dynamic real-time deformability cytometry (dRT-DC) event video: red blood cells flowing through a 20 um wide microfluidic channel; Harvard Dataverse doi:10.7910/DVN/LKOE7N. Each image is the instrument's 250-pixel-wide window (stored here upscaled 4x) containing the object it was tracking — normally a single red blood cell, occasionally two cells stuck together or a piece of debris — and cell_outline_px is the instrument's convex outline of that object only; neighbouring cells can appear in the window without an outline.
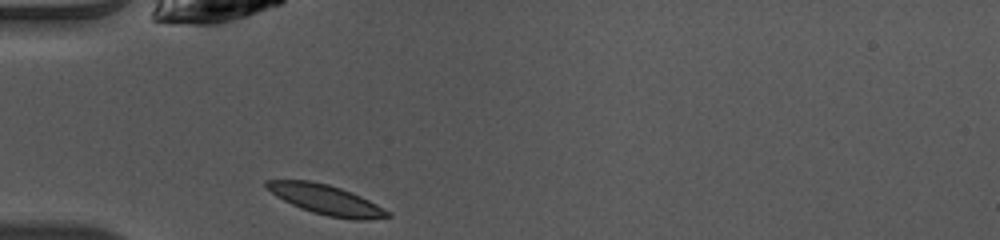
{"species": "common noctule bat (a hibernating species)", "species_latin": "Nyctalus noctula", "temperature_condition": "warm", "stored_images_in_passage": 35, "camera_frame_rate_fps": 3000, "um_per_image_px": 0.085, "animal": {"sex": "female", "body_mass_g": 10.0, "forearm_length_mm": 53.1}, "frame": {"image": 1, "passage_image": 1, "time_ms": 0.0, "image_size_px": [1000, 240], "cell_outline_px": [[392, 216], [368, 220], [356, 220], [328, 216], [312, 212], [300, 208], [276, 196], [264, 188], [264, 180], [308, 180], [328, 184], [352, 192], [376, 204], [388, 212]], "centroid_in_image_um": [27.66, 16.96], "position_along_channel_um": 57.3, "area_um2": 20.92}}
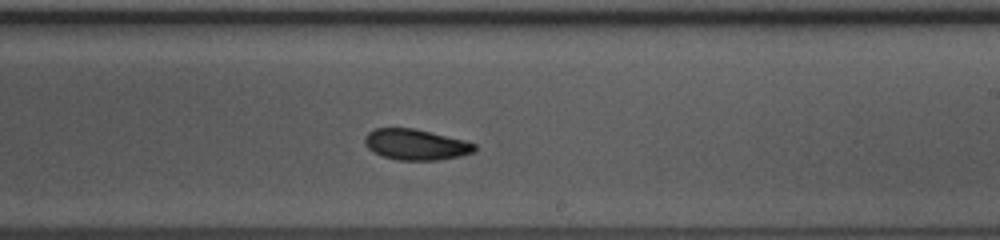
{"frame": {"image": 2, "passage_image": 16, "time_ms": 5.0, "image_size_px": [1000, 240], "cell_outline_px": [[476, 152], [460, 156], [436, 160], [396, 160], [372, 152], [364, 144], [364, 136], [368, 132], [376, 128], [416, 128], [464, 140], [476, 144]], "centroid_in_image_um": [35.34, 12.28], "position_along_channel_um": 253.7, "area_um2": 19.88}}
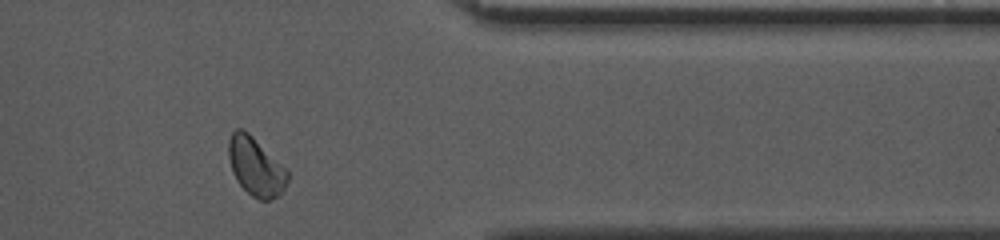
{"frame": {"image": 3, "passage_image": 27, "time_ms": 8.667, "image_size_px": [1000, 240], "cell_outline_px": [[288, 180], [284, 188], [276, 196], [268, 200], [260, 200], [252, 196], [236, 180], [232, 172], [228, 156], [228, 140], [232, 132], [236, 128], [240, 128], [248, 132], [288, 168]], "centroid_in_image_um": [21.74, 14.13], "position_along_channel_um": 389.7, "area_um2": 20.17}, "authors_computed_cell_mechanics": {"area_um2": 20.0566, "velocity_mm_per_s": 4.0415, "shape_relaxation_time_tau1_ms": 3.0704, "shape_relaxation_time_tau2_ms": 5.7861, "deformation_change_tau1": 0.1038, "deformation_change_tau2": 0.0721}}